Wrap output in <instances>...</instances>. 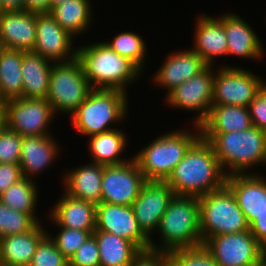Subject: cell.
<instances>
[{
	"instance_id": "4",
	"label": "cell",
	"mask_w": 266,
	"mask_h": 266,
	"mask_svg": "<svg viewBox=\"0 0 266 266\" xmlns=\"http://www.w3.org/2000/svg\"><path fill=\"white\" fill-rule=\"evenodd\" d=\"M155 233H158L160 243L150 238V250L153 251L168 252L202 245L198 197L175 195Z\"/></svg>"
},
{
	"instance_id": "39",
	"label": "cell",
	"mask_w": 266,
	"mask_h": 266,
	"mask_svg": "<svg viewBox=\"0 0 266 266\" xmlns=\"http://www.w3.org/2000/svg\"><path fill=\"white\" fill-rule=\"evenodd\" d=\"M68 266H100L99 249L93 234L77 249Z\"/></svg>"
},
{
	"instance_id": "6",
	"label": "cell",
	"mask_w": 266,
	"mask_h": 266,
	"mask_svg": "<svg viewBox=\"0 0 266 266\" xmlns=\"http://www.w3.org/2000/svg\"><path fill=\"white\" fill-rule=\"evenodd\" d=\"M128 96L117 89H92L71 115L73 127L86 137L115 129L128 114Z\"/></svg>"
},
{
	"instance_id": "49",
	"label": "cell",
	"mask_w": 266,
	"mask_h": 266,
	"mask_svg": "<svg viewBox=\"0 0 266 266\" xmlns=\"http://www.w3.org/2000/svg\"><path fill=\"white\" fill-rule=\"evenodd\" d=\"M3 49H4V45H3L1 37H0V54L3 51Z\"/></svg>"
},
{
	"instance_id": "7",
	"label": "cell",
	"mask_w": 266,
	"mask_h": 266,
	"mask_svg": "<svg viewBox=\"0 0 266 266\" xmlns=\"http://www.w3.org/2000/svg\"><path fill=\"white\" fill-rule=\"evenodd\" d=\"M201 239L221 234L249 230L244 213L238 207L235 196L225 185L219 190L198 197Z\"/></svg>"
},
{
	"instance_id": "44",
	"label": "cell",
	"mask_w": 266,
	"mask_h": 266,
	"mask_svg": "<svg viewBox=\"0 0 266 266\" xmlns=\"http://www.w3.org/2000/svg\"><path fill=\"white\" fill-rule=\"evenodd\" d=\"M24 11L34 14H50L51 0H25Z\"/></svg>"
},
{
	"instance_id": "16",
	"label": "cell",
	"mask_w": 266,
	"mask_h": 266,
	"mask_svg": "<svg viewBox=\"0 0 266 266\" xmlns=\"http://www.w3.org/2000/svg\"><path fill=\"white\" fill-rule=\"evenodd\" d=\"M174 196V191L165 181H146L131 205L140 229L149 239L156 232L160 218Z\"/></svg>"
},
{
	"instance_id": "30",
	"label": "cell",
	"mask_w": 266,
	"mask_h": 266,
	"mask_svg": "<svg viewBox=\"0 0 266 266\" xmlns=\"http://www.w3.org/2000/svg\"><path fill=\"white\" fill-rule=\"evenodd\" d=\"M92 1L91 0H66L56 5L50 11V15L65 30L75 38L85 33L92 25Z\"/></svg>"
},
{
	"instance_id": "20",
	"label": "cell",
	"mask_w": 266,
	"mask_h": 266,
	"mask_svg": "<svg viewBox=\"0 0 266 266\" xmlns=\"http://www.w3.org/2000/svg\"><path fill=\"white\" fill-rule=\"evenodd\" d=\"M227 39V56L240 57L242 59L261 60L265 49L256 31L240 15L227 12L222 15ZM255 31V32H254Z\"/></svg>"
},
{
	"instance_id": "42",
	"label": "cell",
	"mask_w": 266,
	"mask_h": 266,
	"mask_svg": "<svg viewBox=\"0 0 266 266\" xmlns=\"http://www.w3.org/2000/svg\"><path fill=\"white\" fill-rule=\"evenodd\" d=\"M130 266H167L166 252L142 251Z\"/></svg>"
},
{
	"instance_id": "21",
	"label": "cell",
	"mask_w": 266,
	"mask_h": 266,
	"mask_svg": "<svg viewBox=\"0 0 266 266\" xmlns=\"http://www.w3.org/2000/svg\"><path fill=\"white\" fill-rule=\"evenodd\" d=\"M57 143L52 135L23 136L19 164L24 178L34 180L47 167L51 168L60 155L61 147Z\"/></svg>"
},
{
	"instance_id": "29",
	"label": "cell",
	"mask_w": 266,
	"mask_h": 266,
	"mask_svg": "<svg viewBox=\"0 0 266 266\" xmlns=\"http://www.w3.org/2000/svg\"><path fill=\"white\" fill-rule=\"evenodd\" d=\"M100 266H130L142 252L129 240L105 231H94Z\"/></svg>"
},
{
	"instance_id": "46",
	"label": "cell",
	"mask_w": 266,
	"mask_h": 266,
	"mask_svg": "<svg viewBox=\"0 0 266 266\" xmlns=\"http://www.w3.org/2000/svg\"><path fill=\"white\" fill-rule=\"evenodd\" d=\"M7 101L0 98V130L4 129L7 126Z\"/></svg>"
},
{
	"instance_id": "14",
	"label": "cell",
	"mask_w": 266,
	"mask_h": 266,
	"mask_svg": "<svg viewBox=\"0 0 266 266\" xmlns=\"http://www.w3.org/2000/svg\"><path fill=\"white\" fill-rule=\"evenodd\" d=\"M75 40L50 14H36L34 53L54 63L68 62L76 58Z\"/></svg>"
},
{
	"instance_id": "40",
	"label": "cell",
	"mask_w": 266,
	"mask_h": 266,
	"mask_svg": "<svg viewBox=\"0 0 266 266\" xmlns=\"http://www.w3.org/2000/svg\"><path fill=\"white\" fill-rule=\"evenodd\" d=\"M252 124L266 132V88L263 87L248 106Z\"/></svg>"
},
{
	"instance_id": "34",
	"label": "cell",
	"mask_w": 266,
	"mask_h": 266,
	"mask_svg": "<svg viewBox=\"0 0 266 266\" xmlns=\"http://www.w3.org/2000/svg\"><path fill=\"white\" fill-rule=\"evenodd\" d=\"M167 266H219L204 244L166 252Z\"/></svg>"
},
{
	"instance_id": "31",
	"label": "cell",
	"mask_w": 266,
	"mask_h": 266,
	"mask_svg": "<svg viewBox=\"0 0 266 266\" xmlns=\"http://www.w3.org/2000/svg\"><path fill=\"white\" fill-rule=\"evenodd\" d=\"M23 51L4 48L0 54V98L6 101L21 98Z\"/></svg>"
},
{
	"instance_id": "43",
	"label": "cell",
	"mask_w": 266,
	"mask_h": 266,
	"mask_svg": "<svg viewBox=\"0 0 266 266\" xmlns=\"http://www.w3.org/2000/svg\"><path fill=\"white\" fill-rule=\"evenodd\" d=\"M249 231L266 250V208L249 224Z\"/></svg>"
},
{
	"instance_id": "45",
	"label": "cell",
	"mask_w": 266,
	"mask_h": 266,
	"mask_svg": "<svg viewBox=\"0 0 266 266\" xmlns=\"http://www.w3.org/2000/svg\"><path fill=\"white\" fill-rule=\"evenodd\" d=\"M3 12L24 11L25 0H1Z\"/></svg>"
},
{
	"instance_id": "33",
	"label": "cell",
	"mask_w": 266,
	"mask_h": 266,
	"mask_svg": "<svg viewBox=\"0 0 266 266\" xmlns=\"http://www.w3.org/2000/svg\"><path fill=\"white\" fill-rule=\"evenodd\" d=\"M113 51L122 57H126L135 63L142 71L146 65L144 62L147 59V44L141 35L136 32H121L118 33L111 41H104Z\"/></svg>"
},
{
	"instance_id": "35",
	"label": "cell",
	"mask_w": 266,
	"mask_h": 266,
	"mask_svg": "<svg viewBox=\"0 0 266 266\" xmlns=\"http://www.w3.org/2000/svg\"><path fill=\"white\" fill-rule=\"evenodd\" d=\"M38 222L28 213L15 211L0 201V238L28 233Z\"/></svg>"
},
{
	"instance_id": "24",
	"label": "cell",
	"mask_w": 266,
	"mask_h": 266,
	"mask_svg": "<svg viewBox=\"0 0 266 266\" xmlns=\"http://www.w3.org/2000/svg\"><path fill=\"white\" fill-rule=\"evenodd\" d=\"M0 37L4 48L33 51L36 42V14L27 11L1 13Z\"/></svg>"
},
{
	"instance_id": "8",
	"label": "cell",
	"mask_w": 266,
	"mask_h": 266,
	"mask_svg": "<svg viewBox=\"0 0 266 266\" xmlns=\"http://www.w3.org/2000/svg\"><path fill=\"white\" fill-rule=\"evenodd\" d=\"M92 87L77 58L53 63L46 100L55 114L72 115L87 98Z\"/></svg>"
},
{
	"instance_id": "3",
	"label": "cell",
	"mask_w": 266,
	"mask_h": 266,
	"mask_svg": "<svg viewBox=\"0 0 266 266\" xmlns=\"http://www.w3.org/2000/svg\"><path fill=\"white\" fill-rule=\"evenodd\" d=\"M213 148L227 176L248 174L250 168L266 165V132L257 127L229 133H201Z\"/></svg>"
},
{
	"instance_id": "50",
	"label": "cell",
	"mask_w": 266,
	"mask_h": 266,
	"mask_svg": "<svg viewBox=\"0 0 266 266\" xmlns=\"http://www.w3.org/2000/svg\"><path fill=\"white\" fill-rule=\"evenodd\" d=\"M21 266H35V265H33L32 263H28V264H24V265H21Z\"/></svg>"
},
{
	"instance_id": "51",
	"label": "cell",
	"mask_w": 266,
	"mask_h": 266,
	"mask_svg": "<svg viewBox=\"0 0 266 266\" xmlns=\"http://www.w3.org/2000/svg\"><path fill=\"white\" fill-rule=\"evenodd\" d=\"M3 13L2 5H1V0H0V14Z\"/></svg>"
},
{
	"instance_id": "17",
	"label": "cell",
	"mask_w": 266,
	"mask_h": 266,
	"mask_svg": "<svg viewBox=\"0 0 266 266\" xmlns=\"http://www.w3.org/2000/svg\"><path fill=\"white\" fill-rule=\"evenodd\" d=\"M164 62L152 75L155 86L164 88L168 94L175 87L197 75L208 65L191 49L179 50L166 54Z\"/></svg>"
},
{
	"instance_id": "47",
	"label": "cell",
	"mask_w": 266,
	"mask_h": 266,
	"mask_svg": "<svg viewBox=\"0 0 266 266\" xmlns=\"http://www.w3.org/2000/svg\"><path fill=\"white\" fill-rule=\"evenodd\" d=\"M65 1L66 0H51V9L53 7H55L56 5H59V4L63 3V2H65Z\"/></svg>"
},
{
	"instance_id": "48",
	"label": "cell",
	"mask_w": 266,
	"mask_h": 266,
	"mask_svg": "<svg viewBox=\"0 0 266 266\" xmlns=\"http://www.w3.org/2000/svg\"><path fill=\"white\" fill-rule=\"evenodd\" d=\"M257 266H266V257Z\"/></svg>"
},
{
	"instance_id": "15",
	"label": "cell",
	"mask_w": 266,
	"mask_h": 266,
	"mask_svg": "<svg viewBox=\"0 0 266 266\" xmlns=\"http://www.w3.org/2000/svg\"><path fill=\"white\" fill-rule=\"evenodd\" d=\"M123 237L141 251L150 250V239L140 229L131 206L101 202L96 204V229Z\"/></svg>"
},
{
	"instance_id": "2",
	"label": "cell",
	"mask_w": 266,
	"mask_h": 266,
	"mask_svg": "<svg viewBox=\"0 0 266 266\" xmlns=\"http://www.w3.org/2000/svg\"><path fill=\"white\" fill-rule=\"evenodd\" d=\"M76 58L92 89L128 92L129 85L144 72L135 63L113 51L104 41L76 47Z\"/></svg>"
},
{
	"instance_id": "38",
	"label": "cell",
	"mask_w": 266,
	"mask_h": 266,
	"mask_svg": "<svg viewBox=\"0 0 266 266\" xmlns=\"http://www.w3.org/2000/svg\"><path fill=\"white\" fill-rule=\"evenodd\" d=\"M23 137L7 126L0 130V163H19Z\"/></svg>"
},
{
	"instance_id": "13",
	"label": "cell",
	"mask_w": 266,
	"mask_h": 266,
	"mask_svg": "<svg viewBox=\"0 0 266 266\" xmlns=\"http://www.w3.org/2000/svg\"><path fill=\"white\" fill-rule=\"evenodd\" d=\"M145 182L133 157L123 164L104 166L101 202L131 206Z\"/></svg>"
},
{
	"instance_id": "25",
	"label": "cell",
	"mask_w": 266,
	"mask_h": 266,
	"mask_svg": "<svg viewBox=\"0 0 266 266\" xmlns=\"http://www.w3.org/2000/svg\"><path fill=\"white\" fill-rule=\"evenodd\" d=\"M38 223L28 233L14 234L0 238V263L9 266H21L31 263L36 247L49 233Z\"/></svg>"
},
{
	"instance_id": "22",
	"label": "cell",
	"mask_w": 266,
	"mask_h": 266,
	"mask_svg": "<svg viewBox=\"0 0 266 266\" xmlns=\"http://www.w3.org/2000/svg\"><path fill=\"white\" fill-rule=\"evenodd\" d=\"M48 212V217L54 226L84 231L96 229V204L75 199L66 193Z\"/></svg>"
},
{
	"instance_id": "11",
	"label": "cell",
	"mask_w": 266,
	"mask_h": 266,
	"mask_svg": "<svg viewBox=\"0 0 266 266\" xmlns=\"http://www.w3.org/2000/svg\"><path fill=\"white\" fill-rule=\"evenodd\" d=\"M203 244L219 266H257L266 257V250L249 230L212 236Z\"/></svg>"
},
{
	"instance_id": "26",
	"label": "cell",
	"mask_w": 266,
	"mask_h": 266,
	"mask_svg": "<svg viewBox=\"0 0 266 266\" xmlns=\"http://www.w3.org/2000/svg\"><path fill=\"white\" fill-rule=\"evenodd\" d=\"M53 63L33 51H23L21 67L23 87L21 98H47Z\"/></svg>"
},
{
	"instance_id": "32",
	"label": "cell",
	"mask_w": 266,
	"mask_h": 266,
	"mask_svg": "<svg viewBox=\"0 0 266 266\" xmlns=\"http://www.w3.org/2000/svg\"><path fill=\"white\" fill-rule=\"evenodd\" d=\"M35 180L23 178L17 183L11 185L4 193L0 195V201L15 211L30 214L38 223L39 215H36L38 206V188ZM36 210V211H35Z\"/></svg>"
},
{
	"instance_id": "28",
	"label": "cell",
	"mask_w": 266,
	"mask_h": 266,
	"mask_svg": "<svg viewBox=\"0 0 266 266\" xmlns=\"http://www.w3.org/2000/svg\"><path fill=\"white\" fill-rule=\"evenodd\" d=\"M248 107L212 105L206 120L200 125L201 133H229L252 127Z\"/></svg>"
},
{
	"instance_id": "27",
	"label": "cell",
	"mask_w": 266,
	"mask_h": 266,
	"mask_svg": "<svg viewBox=\"0 0 266 266\" xmlns=\"http://www.w3.org/2000/svg\"><path fill=\"white\" fill-rule=\"evenodd\" d=\"M127 136L124 131L117 128L89 136L88 149L91 162L103 166H111L131 160V157L123 159L124 152H126L125 150L128 146Z\"/></svg>"
},
{
	"instance_id": "9",
	"label": "cell",
	"mask_w": 266,
	"mask_h": 266,
	"mask_svg": "<svg viewBox=\"0 0 266 266\" xmlns=\"http://www.w3.org/2000/svg\"><path fill=\"white\" fill-rule=\"evenodd\" d=\"M224 65H217L219 69L214 72L212 105L248 107L265 80L242 67Z\"/></svg>"
},
{
	"instance_id": "37",
	"label": "cell",
	"mask_w": 266,
	"mask_h": 266,
	"mask_svg": "<svg viewBox=\"0 0 266 266\" xmlns=\"http://www.w3.org/2000/svg\"><path fill=\"white\" fill-rule=\"evenodd\" d=\"M31 263L35 266H68V260L46 235L38 244Z\"/></svg>"
},
{
	"instance_id": "5",
	"label": "cell",
	"mask_w": 266,
	"mask_h": 266,
	"mask_svg": "<svg viewBox=\"0 0 266 266\" xmlns=\"http://www.w3.org/2000/svg\"><path fill=\"white\" fill-rule=\"evenodd\" d=\"M192 126L195 129H192V132L181 128L161 134L143 146L135 156H131L146 181L167 180L189 148L201 137L200 126L193 124Z\"/></svg>"
},
{
	"instance_id": "18",
	"label": "cell",
	"mask_w": 266,
	"mask_h": 266,
	"mask_svg": "<svg viewBox=\"0 0 266 266\" xmlns=\"http://www.w3.org/2000/svg\"><path fill=\"white\" fill-rule=\"evenodd\" d=\"M226 186L235 196L248 224L266 208V178L260 173L229 175Z\"/></svg>"
},
{
	"instance_id": "10",
	"label": "cell",
	"mask_w": 266,
	"mask_h": 266,
	"mask_svg": "<svg viewBox=\"0 0 266 266\" xmlns=\"http://www.w3.org/2000/svg\"><path fill=\"white\" fill-rule=\"evenodd\" d=\"M214 67L207 66L165 96L167 107L198 113L191 122L200 126L212 107Z\"/></svg>"
},
{
	"instance_id": "41",
	"label": "cell",
	"mask_w": 266,
	"mask_h": 266,
	"mask_svg": "<svg viewBox=\"0 0 266 266\" xmlns=\"http://www.w3.org/2000/svg\"><path fill=\"white\" fill-rule=\"evenodd\" d=\"M23 178L19 163H0V195Z\"/></svg>"
},
{
	"instance_id": "23",
	"label": "cell",
	"mask_w": 266,
	"mask_h": 266,
	"mask_svg": "<svg viewBox=\"0 0 266 266\" xmlns=\"http://www.w3.org/2000/svg\"><path fill=\"white\" fill-rule=\"evenodd\" d=\"M103 165L90 162L89 164L72 167L63 173V191L75 199L94 204L101 203Z\"/></svg>"
},
{
	"instance_id": "36",
	"label": "cell",
	"mask_w": 266,
	"mask_h": 266,
	"mask_svg": "<svg viewBox=\"0 0 266 266\" xmlns=\"http://www.w3.org/2000/svg\"><path fill=\"white\" fill-rule=\"evenodd\" d=\"M56 236L52 234L49 238L54 242L56 248L69 261L77 249L90 237L94 231H84L78 229H68L59 227Z\"/></svg>"
},
{
	"instance_id": "12",
	"label": "cell",
	"mask_w": 266,
	"mask_h": 266,
	"mask_svg": "<svg viewBox=\"0 0 266 266\" xmlns=\"http://www.w3.org/2000/svg\"><path fill=\"white\" fill-rule=\"evenodd\" d=\"M56 114L46 99L15 98L7 101V127L23 136L51 135Z\"/></svg>"
},
{
	"instance_id": "19",
	"label": "cell",
	"mask_w": 266,
	"mask_h": 266,
	"mask_svg": "<svg viewBox=\"0 0 266 266\" xmlns=\"http://www.w3.org/2000/svg\"><path fill=\"white\" fill-rule=\"evenodd\" d=\"M193 40L195 51L208 66H215V58L227 57V39L222 17L201 14L196 18Z\"/></svg>"
},
{
	"instance_id": "1",
	"label": "cell",
	"mask_w": 266,
	"mask_h": 266,
	"mask_svg": "<svg viewBox=\"0 0 266 266\" xmlns=\"http://www.w3.org/2000/svg\"><path fill=\"white\" fill-rule=\"evenodd\" d=\"M226 178L213 148L200 137L165 182L176 196L200 197L224 187Z\"/></svg>"
}]
</instances>
